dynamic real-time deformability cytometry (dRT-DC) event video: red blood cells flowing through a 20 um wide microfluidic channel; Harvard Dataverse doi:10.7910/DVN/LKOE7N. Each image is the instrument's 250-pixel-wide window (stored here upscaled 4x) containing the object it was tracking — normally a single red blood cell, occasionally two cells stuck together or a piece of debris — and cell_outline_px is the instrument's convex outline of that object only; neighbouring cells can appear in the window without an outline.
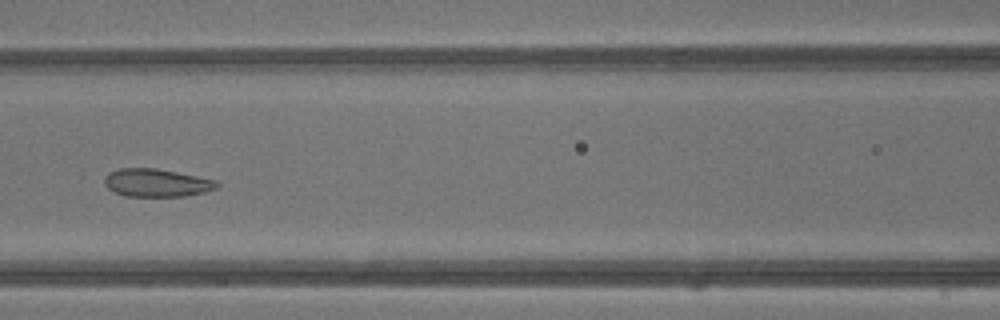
{"species": "common noctule bat (a hibernating species)", "species_latin": "Nyctalus noctula", "temperature_condition": "warm", "stored_images_in_passage": 43, "camera_frame_rate_fps": 3000, "um_per_image_px": 0.085, "animal": {"sex": "male", "body_mass_g": 13.3}, "frame": {"image": 1, "passage_image": 20, "time_ms": 6.333, "image_size_px": [1000, 320], "cell_outline_px": [[220, 184], [216, 188], [204, 192], [184, 196], [124, 196], [108, 188], [104, 184], [104, 176], [108, 172], [120, 168], [156, 168], [216, 180]], "centroid_in_image_um": [13.28, 15.53], "position_along_channel_um": 153.3, "area_um2": 18.26}}
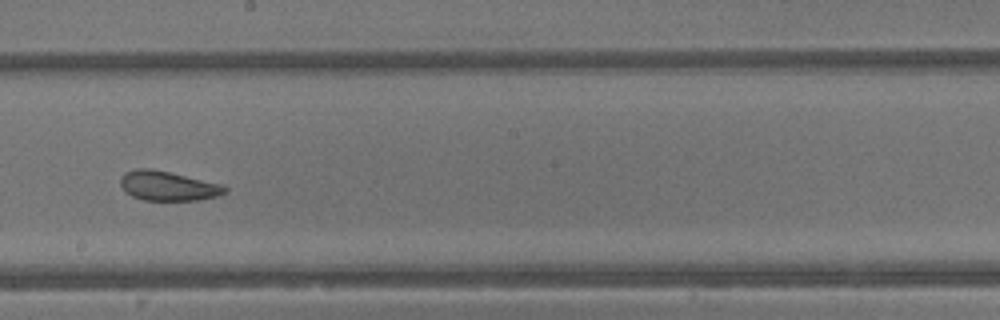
{"frame": {"image": 2, "passage_image": 25, "time_ms": 8.0, "image_size_px": [1000, 320], "cell_outline_px": [[228, 192], [216, 196], [196, 200], [144, 200], [132, 196], [124, 192], [120, 184], [120, 176], [124, 172], [136, 168], [152, 168], [220, 184], [228, 188]], "centroid_in_image_um": [14.22, 15.79], "position_along_channel_um": 234.0, "area_um2": 17.98}}
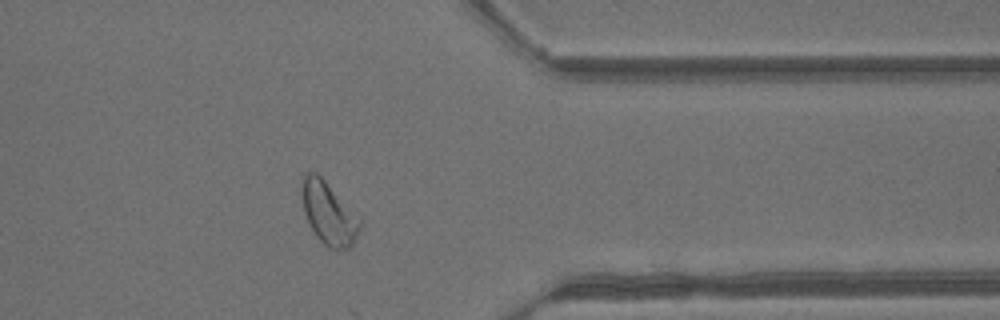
{"frame": {"image": 3, "passage_image": 35, "time_ms": 11.333, "image_size_px": [1000, 320], "cell_outline_px": [[360, 228], [352, 248], [328, 248], [316, 236], [308, 224], [304, 212], [300, 196], [300, 184], [304, 176], [308, 172], [316, 172], [324, 180], [360, 220]], "centroid_in_image_um": [27.87, 18.14], "position_along_channel_um": 383.5, "area_um2": 20.87}, "authors_computed_cell_mechanics": {"area_um2": 22.0796, "velocity_mm_per_s": 4.8578, "shape_relaxation_time_tau1_ms": null, "shape_relaxation_time_tau2_ms": 1.0423, "deformation_change_tau1": null, "deformation_change_tau2": 0.0676}}